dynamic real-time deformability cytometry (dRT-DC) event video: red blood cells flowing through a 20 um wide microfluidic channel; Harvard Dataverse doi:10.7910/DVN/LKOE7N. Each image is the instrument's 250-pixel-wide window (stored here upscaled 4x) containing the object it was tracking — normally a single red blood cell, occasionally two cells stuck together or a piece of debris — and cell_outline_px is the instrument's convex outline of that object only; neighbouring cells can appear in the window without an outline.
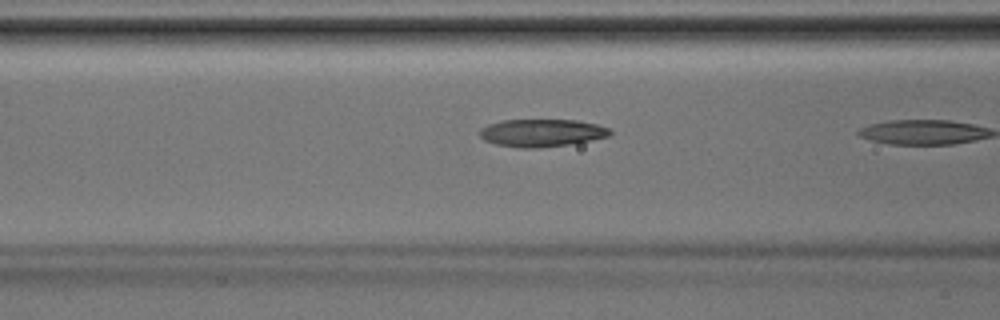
{"species": "Egyptian fruit bat (a non-hibernating species)", "species_latin": "Rousettus aegyptiacus", "temperature_condition": "room temperature", "stored_images_in_passage": 5, "camera_frame_rate_fps": 3000, "um_per_image_px": 0.085, "animal": {"sex": "male"}, "frame": {"image": 1, "passage_image": 4, "time_ms": 1.0, "image_size_px": [1000, 320], "cell_outline_px": [[612, 132], [608, 136], [592, 140], [568, 144], [536, 148], [520, 148], [496, 144], [484, 140], [480, 136], [480, 128], [488, 124], [504, 120], [576, 120], [596, 124], [608, 128]], "centroid_in_image_um": [46.02, 11.29], "position_along_channel_um": 120.6, "area_um2": 20.81}}